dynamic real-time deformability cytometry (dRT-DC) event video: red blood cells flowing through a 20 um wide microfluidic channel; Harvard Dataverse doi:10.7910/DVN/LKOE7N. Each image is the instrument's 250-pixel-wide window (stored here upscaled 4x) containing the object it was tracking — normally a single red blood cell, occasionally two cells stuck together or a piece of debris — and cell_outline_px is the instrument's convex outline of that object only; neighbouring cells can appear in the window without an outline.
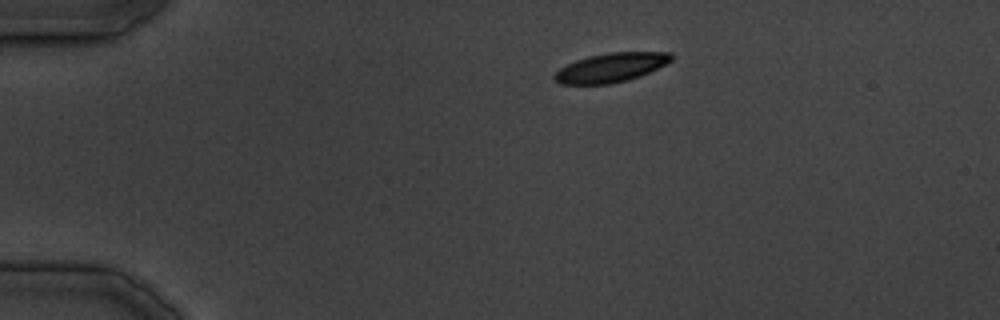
{"species": "common noctule bat (a hibernating species)", "species_latin": "Nyctalus noctula", "temperature_condition": "cold", "stored_images_in_passage": 6, "camera_frame_rate_fps": 3000, "um_per_image_px": 0.085, "animal": {"sex": "male", "body_mass_g": 19.5, "forearm_length_mm": 54.6}, "frame": {"image": 1, "passage_image": 1, "time_ms": 0.0, "image_size_px": [1000, 320], "cell_outline_px": [[672, 60], [640, 76], [628, 80], [608, 84], [560, 84], [552, 80], [552, 76], [560, 68], [576, 60], [588, 56], [608, 52], [672, 52]], "centroid_in_image_um": [51.88, 5.74], "position_along_channel_um": 33.1, "area_um2": 19.77}}